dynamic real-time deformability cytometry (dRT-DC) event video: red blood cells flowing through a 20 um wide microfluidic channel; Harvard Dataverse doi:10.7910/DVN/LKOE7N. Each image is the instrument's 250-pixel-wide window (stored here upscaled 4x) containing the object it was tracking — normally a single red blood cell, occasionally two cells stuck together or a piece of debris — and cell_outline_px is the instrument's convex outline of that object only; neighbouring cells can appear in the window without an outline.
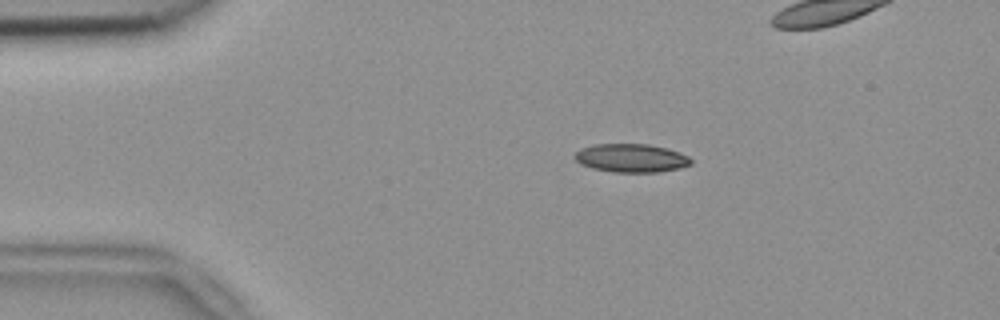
{"species": "common noctule bat (a hibernating species)", "species_latin": "Nyctalus noctula", "temperature_condition": "room temperature", "stored_images_in_passage": 45, "camera_frame_rate_fps": 3000, "um_per_image_px": 0.085, "animal": {"sex": "female", "body_mass_g": 18.4}, "frame": {"image": 1, "passage_image": 2, "time_ms": 0.333, "image_size_px": [1000, 320], "cell_outline_px": [[692, 164], [680, 168], [660, 172], [616, 172], [592, 168], [580, 164], [572, 156], [580, 148], [596, 144], [648, 144], [668, 148], [680, 152], [688, 156], [692, 160]], "centroid_in_image_um": [53.66, 13.43], "position_along_channel_um": 31.3, "area_um2": 19.42}}
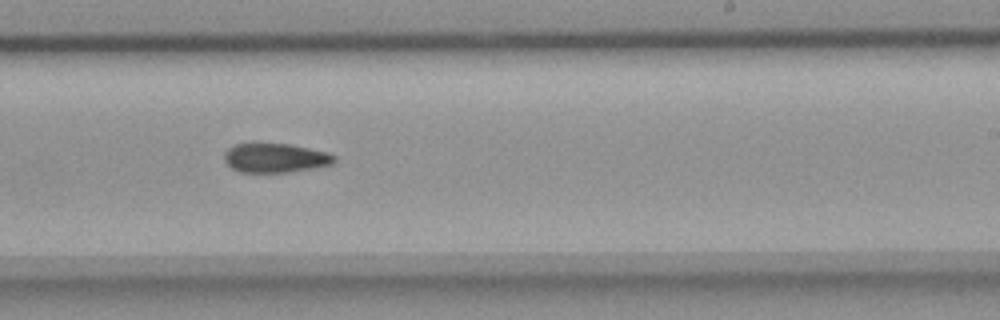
{"frame": {"image": 2, "passage_image": 24, "time_ms": 7.667, "image_size_px": [1000, 320], "cell_outline_px": [[336, 160], [332, 164], [292, 172], [240, 172], [232, 168], [224, 160], [224, 152], [228, 148], [236, 144], [252, 140], [288, 144], [328, 152], [336, 156]], "centroid_in_image_um": [23.35, 13.38], "position_along_channel_um": 265.6, "area_um2": 19.36}}
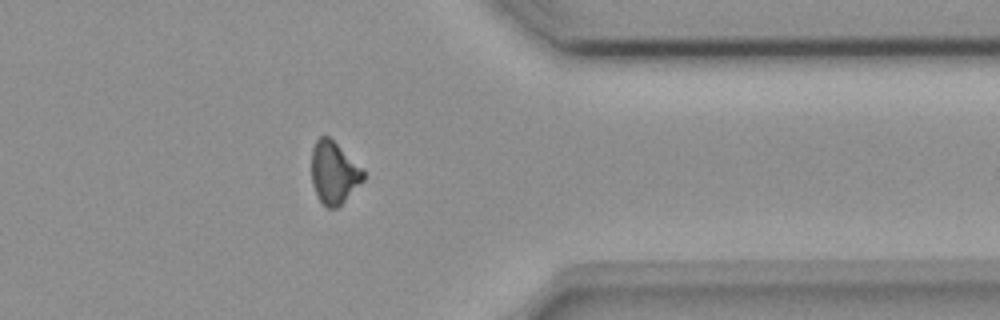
{"frame": {"image": 3, "passage_image": 34, "time_ms": 11.0, "image_size_px": [1000, 320], "cell_outline_px": [[364, 180], [336, 208], [328, 208], [320, 200], [312, 184], [312, 148], [316, 140], [320, 136], [328, 136], [364, 168]], "centroid_in_image_um": [28.39, 14.65], "position_along_channel_um": 383.0, "area_um2": 18.61}, "authors_computed_cell_mechanics": {"area_um2": 19.3052, "velocity_mm_per_s": 3.8531, "shape_relaxation_time_tau1_ms": null, "shape_relaxation_time_tau2_ms": 9.2551, "deformation_change_tau1": null, "deformation_change_tau2": 0.1853}}